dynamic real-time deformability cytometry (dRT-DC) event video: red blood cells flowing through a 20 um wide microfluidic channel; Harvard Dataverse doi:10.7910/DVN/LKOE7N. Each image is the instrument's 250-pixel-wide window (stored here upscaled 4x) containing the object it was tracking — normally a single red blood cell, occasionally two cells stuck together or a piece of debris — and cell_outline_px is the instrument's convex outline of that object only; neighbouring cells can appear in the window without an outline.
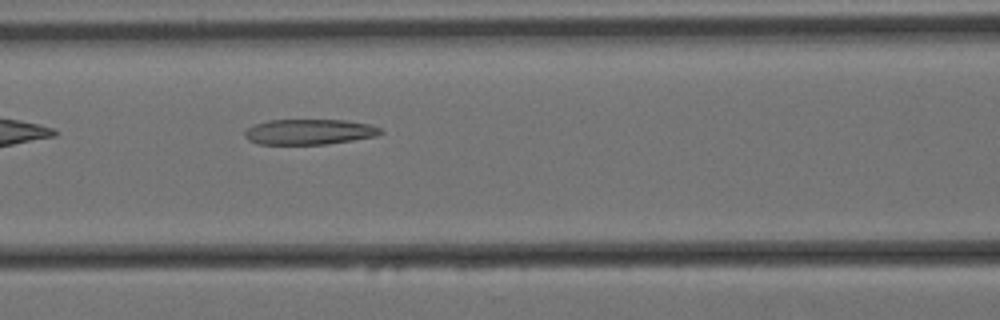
{"species": "Egyptian fruit bat (a non-hibernating species)", "species_latin": "Rousettus aegyptiacus", "temperature_condition": "cold", "stored_images_in_passage": 38, "camera_frame_rate_fps": 3000, "um_per_image_px": 0.085, "animal": {"sex": "female"}, "frame": {"image": 1, "passage_image": 7, "time_ms": 2.0, "image_size_px": [1000, 320], "cell_outline_px": [[384, 132], [376, 136], [352, 140], [324, 144], [260, 144], [248, 140], [244, 136], [244, 132], [252, 124], [268, 120], [344, 120], [372, 124], [380, 128]], "centroid_in_image_um": [26.28, 11.2], "position_along_channel_um": 140.3, "area_um2": 20.17}}
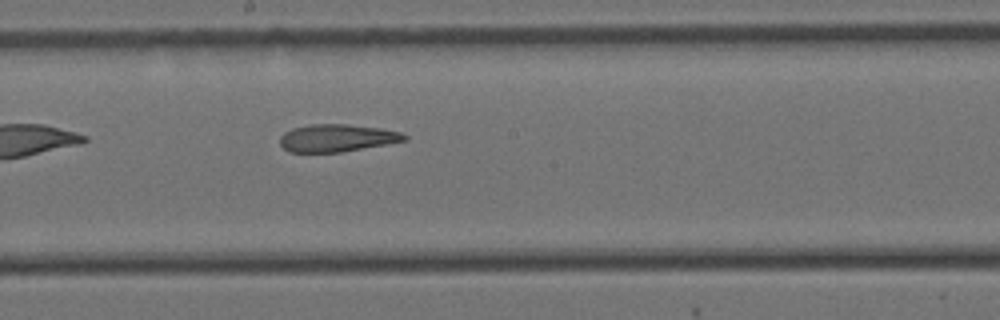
{"frame": {"image": 2, "passage_image": 14, "time_ms": 4.333, "image_size_px": [1000, 320], "cell_outline_px": [[408, 140], [340, 152], [288, 152], [280, 144], [280, 136], [284, 132], [292, 128], [312, 124], [348, 124], [380, 128], [400, 132], [408, 136]], "centroid_in_image_um": [28.62, 11.72], "position_along_channel_um": 219.6, "area_um2": 19.88}}
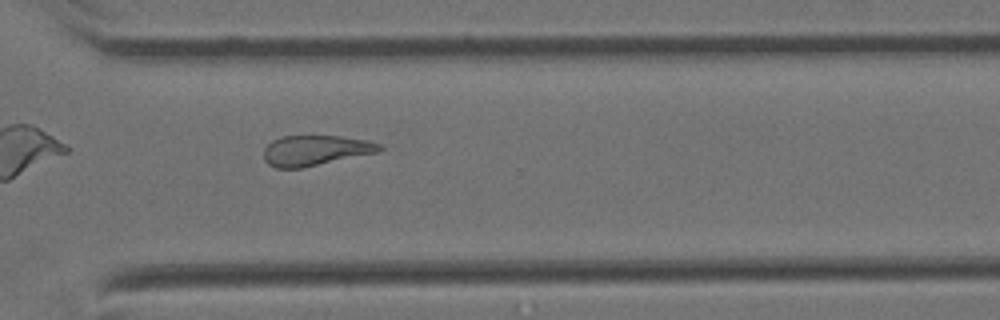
{"frame": {"image": 3, "passage_image": 25, "time_ms": 8.0, "image_size_px": [1000, 320], "cell_outline_px": [[384, 148], [380, 152], [300, 168], [276, 168], [268, 164], [264, 160], [264, 148], [272, 140], [280, 136], [340, 136], [368, 140], [380, 144]], "centroid_in_image_um": [26.82, 12.78], "position_along_channel_um": 343.8, "area_um2": 20.52}}